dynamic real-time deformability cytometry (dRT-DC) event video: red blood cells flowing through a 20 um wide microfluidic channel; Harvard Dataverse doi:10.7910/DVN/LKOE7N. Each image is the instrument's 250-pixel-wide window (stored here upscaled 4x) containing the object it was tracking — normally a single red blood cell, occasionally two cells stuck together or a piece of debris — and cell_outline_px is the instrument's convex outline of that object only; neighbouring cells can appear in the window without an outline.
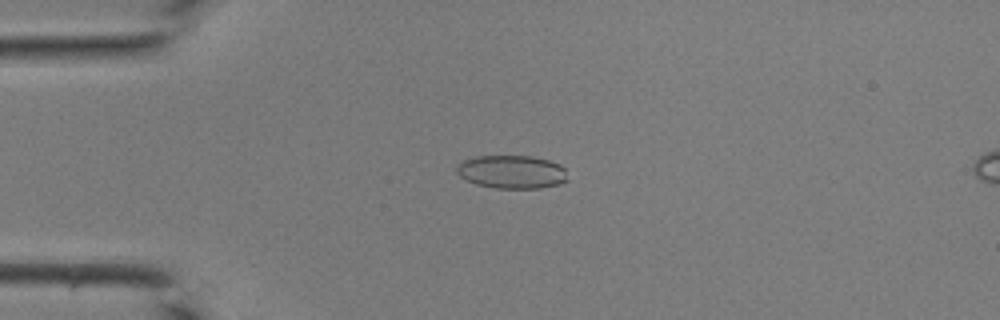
{"species": "common noctule bat (a hibernating species)", "species_latin": "Nyctalus noctula", "temperature_condition": "room temperature", "stored_images_in_passage": 33, "camera_frame_rate_fps": 3000, "um_per_image_px": 0.085, "animal": {"sex": "male", "body_mass_g": 19.0, "forearm_length_mm": 50.8}, "frame": {"image": 1, "passage_image": 2, "time_ms": 0.333, "image_size_px": [1000, 320], "cell_outline_px": [[568, 180], [560, 184], [540, 188], [496, 188], [476, 184], [460, 176], [456, 172], [456, 164], [464, 160], [476, 156], [532, 156], [548, 160], [560, 164], [564, 168]], "centroid_in_image_um": [43.5, 14.61], "position_along_channel_um": 41.5, "area_um2": 21.56}}
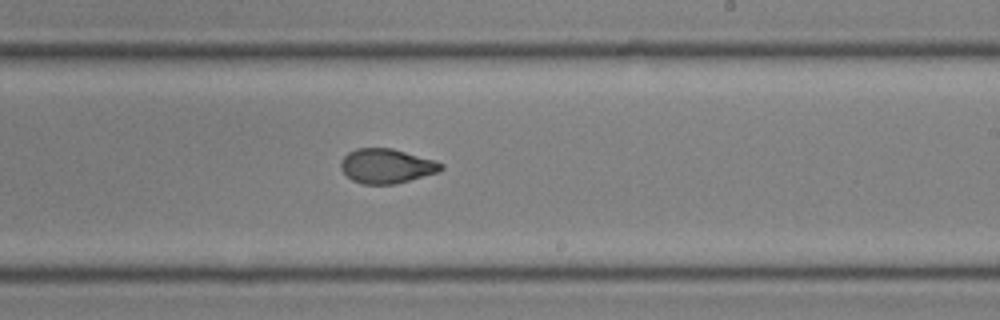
{"frame": {"image": 2, "passage_image": 17, "time_ms": 5.333, "image_size_px": [1000, 320], "cell_outline_px": [[444, 168], [440, 172], [396, 184], [360, 184], [352, 180], [340, 168], [340, 160], [348, 152], [356, 148], [392, 148], [436, 160], [444, 164]], "centroid_in_image_um": [32.88, 14.11], "position_along_channel_um": 256.1, "area_um2": 20.46}}
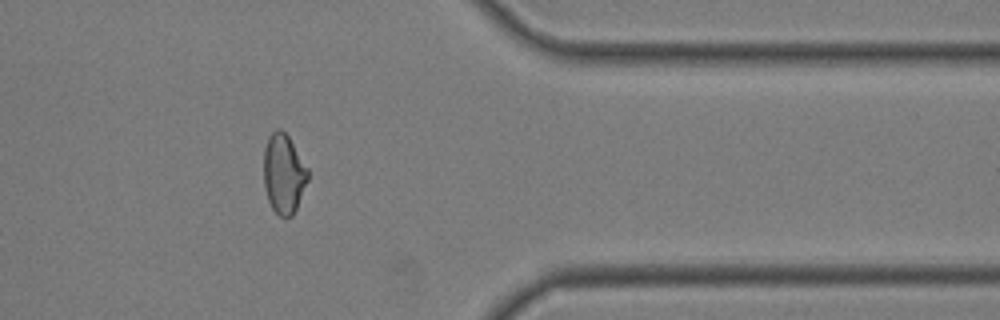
{"frame": {"image": 3, "passage_image": 26, "time_ms": 8.333, "image_size_px": [1000, 320], "cell_outline_px": [[308, 180], [296, 208], [292, 216], [280, 216], [272, 208], [268, 200], [264, 188], [264, 148], [268, 136], [276, 128], [280, 128], [288, 136], [308, 168]], "centroid_in_image_um": [24.1, 14.75], "position_along_channel_um": 387.3, "area_um2": 20.4}}